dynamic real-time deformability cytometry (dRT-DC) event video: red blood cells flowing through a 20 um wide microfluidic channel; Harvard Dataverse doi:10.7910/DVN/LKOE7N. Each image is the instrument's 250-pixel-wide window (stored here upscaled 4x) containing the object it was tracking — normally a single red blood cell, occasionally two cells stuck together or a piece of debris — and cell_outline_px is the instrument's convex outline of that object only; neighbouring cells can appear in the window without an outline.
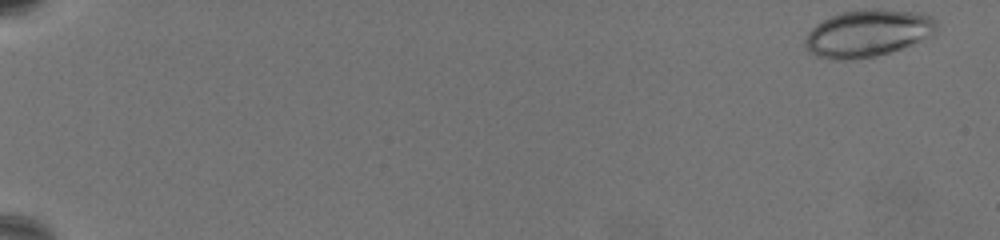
{"species": "common noctule bat (a hibernating species)", "species_latin": "Nyctalus noctula", "temperature_condition": "warm", "stored_images_in_passage": 67, "camera_frame_rate_fps": 3000, "um_per_image_px": 0.085, "animal": {"sex": "female", "body_mass_g": 19.5, "forearm_length_mm": 54.1}, "frame": {"image": 1, "passage_image": 1, "time_ms": 0.0, "image_size_px": [1000, 240], "cell_outline_px": [[936, 28], [928, 36], [920, 40], [900, 48], [888, 52], [872, 56], [816, 56], [804, 44], [804, 40], [808, 32], [816, 24], [832, 16], [844, 12], [912, 12], [932, 16], [936, 20]], "centroid_in_image_um": [73.76, 2.81], "position_along_channel_um": 11.2, "area_um2": 33.35}}
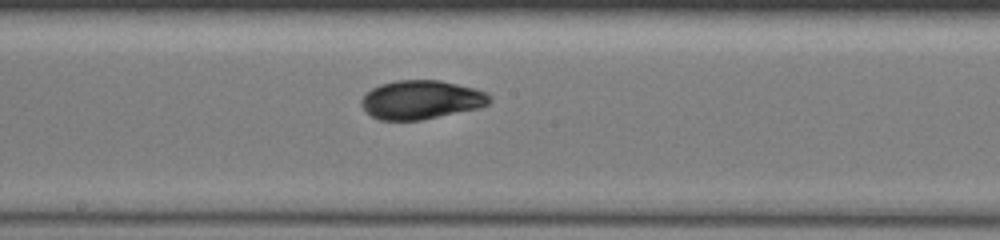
{"frame": {"image": 2, "passage_image": 39, "time_ms": 12.667, "image_size_px": [1000, 240], "cell_outline_px": [[492, 100], [488, 104], [480, 108], [420, 120], [380, 120], [364, 112], [360, 104], [360, 100], [372, 88], [380, 84], [396, 80], [440, 80], [472, 88], [484, 92]], "centroid_in_image_um": [35.75, 8.48], "position_along_channel_um": 212.4, "area_um2": 28.9}}
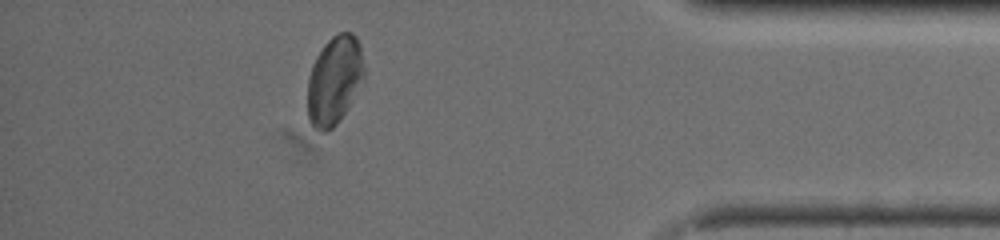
{"frame": {"image": 3, "passage_image": 60, "time_ms": 19.667, "image_size_px": [1000, 240], "cell_outline_px": [[364, 80], [348, 108], [340, 120], [332, 128], [324, 132], [320, 132], [312, 128], [308, 120], [308, 76], [312, 64], [316, 56], [324, 44], [332, 36], [340, 32], [352, 32], [356, 36], [360, 44], [364, 64]], "centroid_in_image_um": [28.43, 6.83], "position_along_channel_um": 406.8, "area_um2": 29.65}, "authors_computed_cell_mechanics": {"area_um2": 29.1312, "velocity_mm_per_s": 3.2083, "shape_relaxation_time_tau1_ms": 3.6559, "shape_relaxation_time_tau2_ms": 2.9169, "deformation_change_tau1": 0.1056, "deformation_change_tau2": 0.0687}}